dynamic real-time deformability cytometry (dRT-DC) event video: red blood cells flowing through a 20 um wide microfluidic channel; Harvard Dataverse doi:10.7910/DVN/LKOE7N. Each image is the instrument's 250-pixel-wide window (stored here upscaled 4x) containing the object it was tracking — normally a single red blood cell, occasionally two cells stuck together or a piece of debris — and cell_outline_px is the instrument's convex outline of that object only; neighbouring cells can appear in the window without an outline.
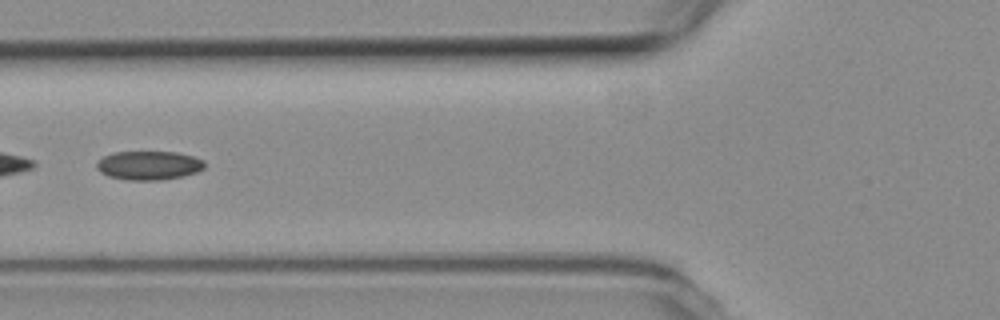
{"species": "common noctule bat (a hibernating species)", "species_latin": "Nyctalus noctula", "temperature_condition": "room temperature", "stored_images_in_passage": 42, "camera_frame_rate_fps": 3000, "um_per_image_px": 0.085, "animal": {"sex": "female", "body_mass_g": 19.3, "forearm_length_mm": 54.1}, "frame": {"image": 1, "passage_image": 17, "time_ms": 5.333, "image_size_px": [1000, 320], "cell_outline_px": [[204, 168], [196, 172], [184, 176], [160, 180], [128, 180], [108, 176], [100, 172], [96, 168], [96, 160], [104, 156], [116, 152], [176, 152], [192, 156], [204, 160]], "centroid_in_image_um": [12.62, 14.06], "position_along_channel_um": 113.2, "area_um2": 18.21}}
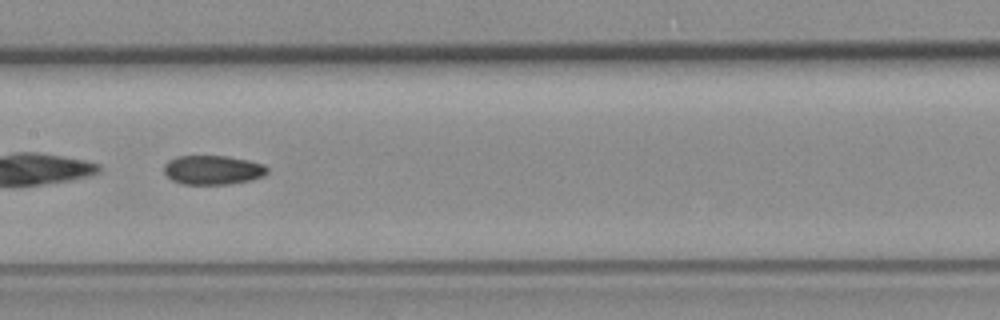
{"frame": {"image": 2, "passage_image": 23, "time_ms": 7.333, "image_size_px": [1000, 320], "cell_outline_px": [[268, 172], [264, 176], [252, 180], [232, 184], [180, 184], [172, 180], [164, 172], [164, 164], [168, 160], [176, 156], [224, 156], [248, 160], [264, 164], [268, 168]], "centroid_in_image_um": [18.1, 14.45], "position_along_channel_um": 189.3, "area_um2": 17.74}}
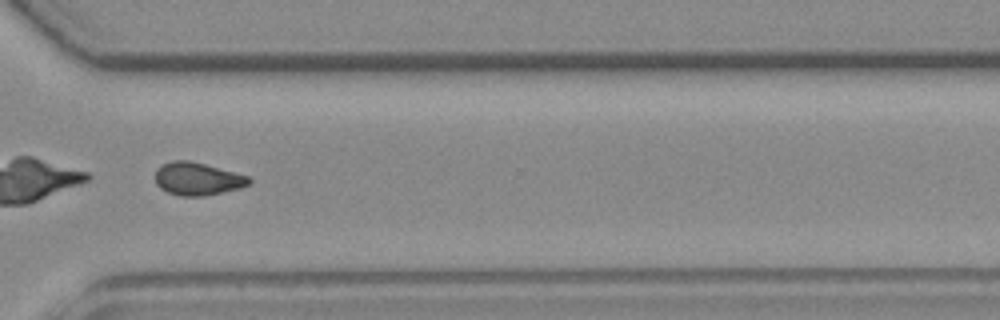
{"frame": {"image": 3, "passage_image": 36, "time_ms": 11.667, "image_size_px": [1000, 320], "cell_outline_px": [[252, 180], [248, 184], [240, 188], [204, 196], [180, 196], [168, 192], [160, 188], [156, 184], [156, 168], [160, 164], [172, 160], [188, 160], [204, 164], [248, 176]], "centroid_in_image_um": [16.74, 15.2], "position_along_channel_um": 353.9, "area_um2": 17.86}, "authors_computed_cell_mechanics": {"area_um2": 18.2937, "velocity_mm_per_s": 3.7986, "shape_relaxation_time_tau1_ms": null, "shape_relaxation_time_tau2_ms": 6.8473, "deformation_change_tau1": null, "deformation_change_tau2": 0.1077}}